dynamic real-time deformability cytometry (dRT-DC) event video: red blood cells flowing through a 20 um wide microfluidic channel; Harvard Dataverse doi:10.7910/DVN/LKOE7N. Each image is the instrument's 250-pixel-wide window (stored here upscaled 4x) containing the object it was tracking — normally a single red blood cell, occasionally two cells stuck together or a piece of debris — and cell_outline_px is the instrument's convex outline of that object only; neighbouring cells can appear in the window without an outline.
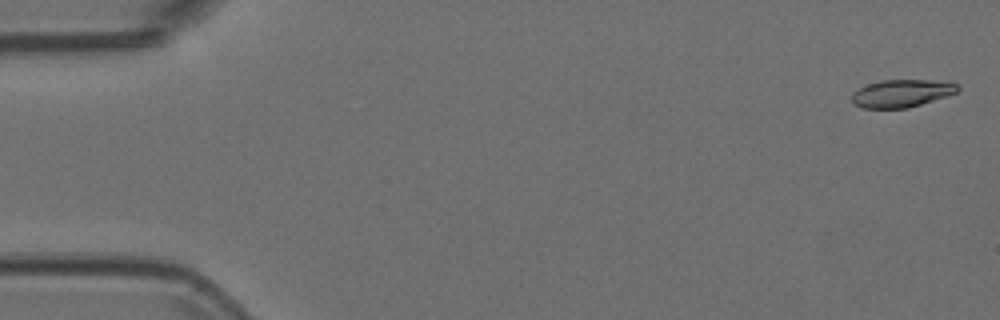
{"species": "Egyptian fruit bat (a non-hibernating species)", "species_latin": "Rousettus aegyptiacus", "temperature_condition": "room temperature", "stored_images_in_passage": 54, "camera_frame_rate_fps": 3000, "um_per_image_px": 0.085, "animal": {"sex": "female"}, "frame": {"image": 1, "passage_image": 2, "time_ms": 0.333, "image_size_px": [1000, 320], "cell_outline_px": [[960, 88], [956, 92], [908, 108], [860, 108], [852, 104], [852, 92], [856, 88], [880, 80], [948, 80], [956, 84]], "centroid_in_image_um": [76.59, 7.92], "position_along_channel_um": 8.4, "area_um2": 17.17}}
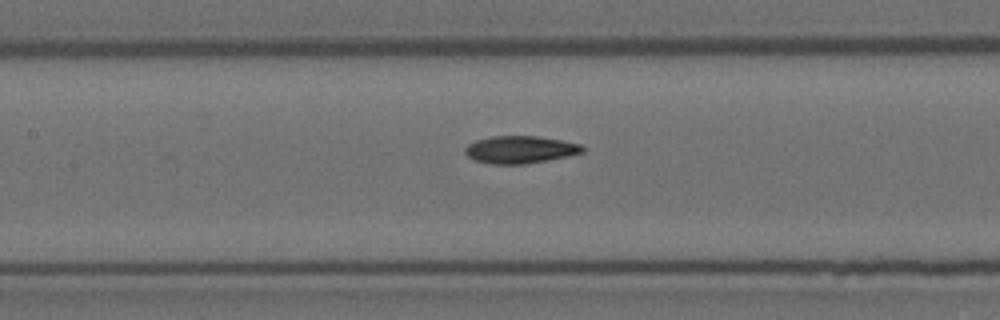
{"frame": {"image": 2, "passage_image": 25, "time_ms": 8.0, "image_size_px": [1000, 320], "cell_outline_px": [[584, 152], [568, 156], [548, 160], [524, 164], [492, 164], [476, 160], [468, 156], [464, 152], [464, 148], [468, 144], [476, 140], [492, 136], [536, 136], [560, 140], [580, 144], [584, 148]], "centroid_in_image_um": [44.2, 12.71], "position_along_channel_um": 163.2, "area_um2": 18.67}}
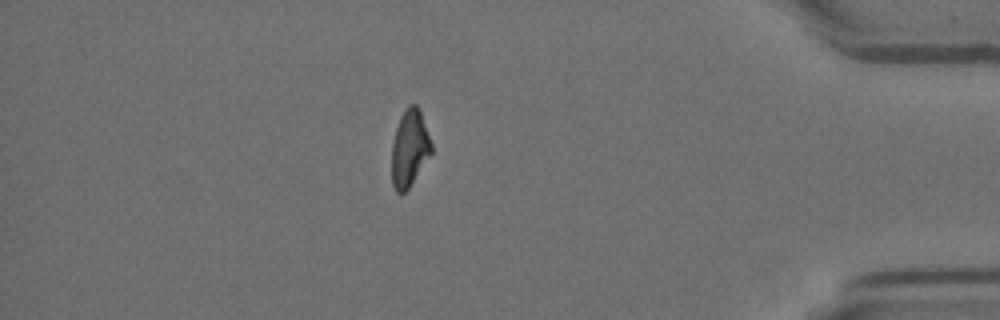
{"frame": {"image": 3, "passage_image": 47, "time_ms": 15.333, "image_size_px": [1000, 320], "cell_outline_px": [[432, 152], [408, 188], [404, 192], [396, 192], [392, 184], [392, 144], [396, 128], [400, 116], [404, 108], [408, 104], [416, 104], [420, 112], [432, 144]], "centroid_in_image_um": [34.8, 12.58], "position_along_channel_um": 400.4, "area_um2": 17.51}}